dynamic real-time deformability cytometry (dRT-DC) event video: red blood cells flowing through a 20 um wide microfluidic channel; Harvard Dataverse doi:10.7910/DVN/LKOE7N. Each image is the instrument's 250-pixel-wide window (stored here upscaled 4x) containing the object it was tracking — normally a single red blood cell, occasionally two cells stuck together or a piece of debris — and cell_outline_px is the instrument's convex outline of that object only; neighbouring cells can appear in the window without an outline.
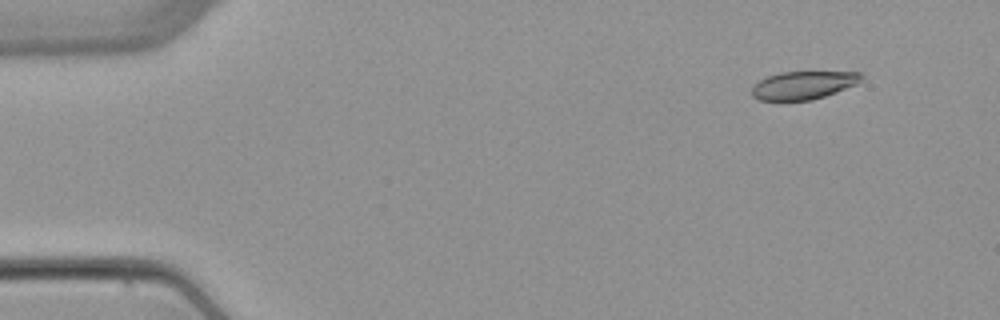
{"species": "common noctule bat (a hibernating species)", "species_latin": "Nyctalus noctula", "temperature_condition": "warm", "stored_images_in_passage": 5, "camera_frame_rate_fps": 3000, "um_per_image_px": 0.085, "animal": {"sex": "female", "body_mass_g": 22.7, "forearm_length_mm": 54.2}, "frame": {"image": 1, "passage_image": 2, "time_ms": 1.0, "image_size_px": [1000, 320], "cell_outline_px": [[864, 76], [856, 84], [836, 92], [812, 100], [760, 100], [752, 96], [752, 88], [760, 80], [768, 76], [780, 72], [860, 72]], "centroid_in_image_um": [68.29, 7.24], "position_along_channel_um": 16.7, "area_um2": 17.69}}
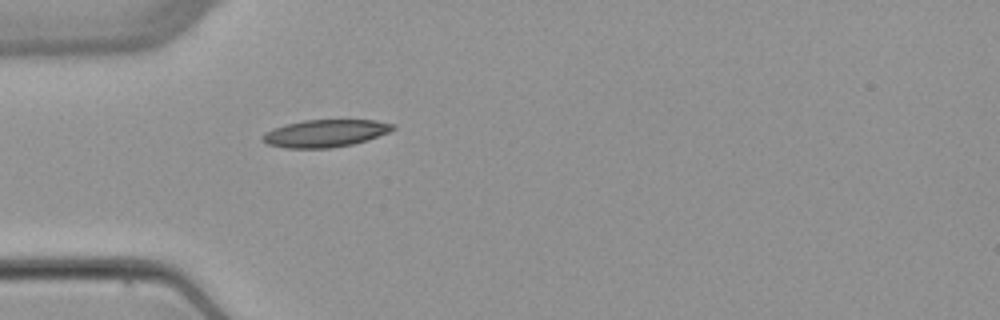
{"frame": {"image": 2, "passage_image": 5, "time_ms": 4.667, "image_size_px": [1000, 320], "cell_outline_px": [[396, 128], [388, 132], [368, 140], [352, 144], [332, 148], [284, 148], [268, 144], [260, 140], [260, 136], [264, 132], [272, 128], [304, 120], [376, 120], [396, 124]], "centroid_in_image_um": [27.63, 11.33], "position_along_channel_um": 57.4, "area_um2": 20.98}}